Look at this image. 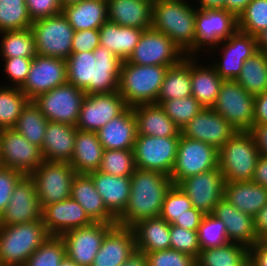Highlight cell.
Listing matches in <instances>:
<instances>
[{
	"label": "cell",
	"instance_id": "1",
	"mask_svg": "<svg viewBox=\"0 0 267 266\" xmlns=\"http://www.w3.org/2000/svg\"><path fill=\"white\" fill-rule=\"evenodd\" d=\"M131 178V191L125 210L116 224L132 227L138 221L159 217L163 200L173 182L169 175L136 167Z\"/></svg>",
	"mask_w": 267,
	"mask_h": 266
},
{
	"label": "cell",
	"instance_id": "2",
	"mask_svg": "<svg viewBox=\"0 0 267 266\" xmlns=\"http://www.w3.org/2000/svg\"><path fill=\"white\" fill-rule=\"evenodd\" d=\"M190 0H154L151 28L167 35L187 55L195 47L196 6Z\"/></svg>",
	"mask_w": 267,
	"mask_h": 266
},
{
	"label": "cell",
	"instance_id": "3",
	"mask_svg": "<svg viewBox=\"0 0 267 266\" xmlns=\"http://www.w3.org/2000/svg\"><path fill=\"white\" fill-rule=\"evenodd\" d=\"M169 66L122 62L118 92L128 107L155 104Z\"/></svg>",
	"mask_w": 267,
	"mask_h": 266
},
{
	"label": "cell",
	"instance_id": "4",
	"mask_svg": "<svg viewBox=\"0 0 267 266\" xmlns=\"http://www.w3.org/2000/svg\"><path fill=\"white\" fill-rule=\"evenodd\" d=\"M50 236L42 220L0 225V266H24L31 254Z\"/></svg>",
	"mask_w": 267,
	"mask_h": 266
},
{
	"label": "cell",
	"instance_id": "5",
	"mask_svg": "<svg viewBox=\"0 0 267 266\" xmlns=\"http://www.w3.org/2000/svg\"><path fill=\"white\" fill-rule=\"evenodd\" d=\"M237 29L238 19L228 10L196 7L195 47L186 56L208 58L207 54L228 39Z\"/></svg>",
	"mask_w": 267,
	"mask_h": 266
},
{
	"label": "cell",
	"instance_id": "6",
	"mask_svg": "<svg viewBox=\"0 0 267 266\" xmlns=\"http://www.w3.org/2000/svg\"><path fill=\"white\" fill-rule=\"evenodd\" d=\"M218 155L225 182L252 181L260 152L250 132H236Z\"/></svg>",
	"mask_w": 267,
	"mask_h": 266
},
{
	"label": "cell",
	"instance_id": "7",
	"mask_svg": "<svg viewBox=\"0 0 267 266\" xmlns=\"http://www.w3.org/2000/svg\"><path fill=\"white\" fill-rule=\"evenodd\" d=\"M257 51L256 36L237 29L207 54L210 57L208 60L207 57H203V61H211L210 64L223 80H236L244 62Z\"/></svg>",
	"mask_w": 267,
	"mask_h": 266
},
{
	"label": "cell",
	"instance_id": "8",
	"mask_svg": "<svg viewBox=\"0 0 267 266\" xmlns=\"http://www.w3.org/2000/svg\"><path fill=\"white\" fill-rule=\"evenodd\" d=\"M255 95L248 93L236 80H223L212 106L237 132H249L254 124Z\"/></svg>",
	"mask_w": 267,
	"mask_h": 266
},
{
	"label": "cell",
	"instance_id": "9",
	"mask_svg": "<svg viewBox=\"0 0 267 266\" xmlns=\"http://www.w3.org/2000/svg\"><path fill=\"white\" fill-rule=\"evenodd\" d=\"M75 175L69 162L45 160L31 172L29 176L34 182L41 208L70 198Z\"/></svg>",
	"mask_w": 267,
	"mask_h": 266
},
{
	"label": "cell",
	"instance_id": "10",
	"mask_svg": "<svg viewBox=\"0 0 267 266\" xmlns=\"http://www.w3.org/2000/svg\"><path fill=\"white\" fill-rule=\"evenodd\" d=\"M31 29L37 54L65 60L71 55L75 31L62 12L33 21Z\"/></svg>",
	"mask_w": 267,
	"mask_h": 266
},
{
	"label": "cell",
	"instance_id": "11",
	"mask_svg": "<svg viewBox=\"0 0 267 266\" xmlns=\"http://www.w3.org/2000/svg\"><path fill=\"white\" fill-rule=\"evenodd\" d=\"M219 167L218 150L207 143L180 135L171 172L174 185L188 177Z\"/></svg>",
	"mask_w": 267,
	"mask_h": 266
},
{
	"label": "cell",
	"instance_id": "12",
	"mask_svg": "<svg viewBox=\"0 0 267 266\" xmlns=\"http://www.w3.org/2000/svg\"><path fill=\"white\" fill-rule=\"evenodd\" d=\"M86 94L66 82L42 93L32 101L48 121L75 125Z\"/></svg>",
	"mask_w": 267,
	"mask_h": 266
},
{
	"label": "cell",
	"instance_id": "13",
	"mask_svg": "<svg viewBox=\"0 0 267 266\" xmlns=\"http://www.w3.org/2000/svg\"><path fill=\"white\" fill-rule=\"evenodd\" d=\"M180 137L137 136L133 146L135 165L171 175Z\"/></svg>",
	"mask_w": 267,
	"mask_h": 266
},
{
	"label": "cell",
	"instance_id": "14",
	"mask_svg": "<svg viewBox=\"0 0 267 266\" xmlns=\"http://www.w3.org/2000/svg\"><path fill=\"white\" fill-rule=\"evenodd\" d=\"M186 55L170 38L152 28L143 31L133 53L125 60L135 65L173 66Z\"/></svg>",
	"mask_w": 267,
	"mask_h": 266
},
{
	"label": "cell",
	"instance_id": "15",
	"mask_svg": "<svg viewBox=\"0 0 267 266\" xmlns=\"http://www.w3.org/2000/svg\"><path fill=\"white\" fill-rule=\"evenodd\" d=\"M44 161L41 148L31 144L13 128L0 130L2 167L19 170L24 175L34 172Z\"/></svg>",
	"mask_w": 267,
	"mask_h": 266
},
{
	"label": "cell",
	"instance_id": "16",
	"mask_svg": "<svg viewBox=\"0 0 267 266\" xmlns=\"http://www.w3.org/2000/svg\"><path fill=\"white\" fill-rule=\"evenodd\" d=\"M115 225L93 222L66 231L60 236L65 242L66 256L78 266H91L105 236Z\"/></svg>",
	"mask_w": 267,
	"mask_h": 266
},
{
	"label": "cell",
	"instance_id": "17",
	"mask_svg": "<svg viewBox=\"0 0 267 266\" xmlns=\"http://www.w3.org/2000/svg\"><path fill=\"white\" fill-rule=\"evenodd\" d=\"M127 107L118 91L86 95L82 102L76 128L81 131L97 132Z\"/></svg>",
	"mask_w": 267,
	"mask_h": 266
},
{
	"label": "cell",
	"instance_id": "18",
	"mask_svg": "<svg viewBox=\"0 0 267 266\" xmlns=\"http://www.w3.org/2000/svg\"><path fill=\"white\" fill-rule=\"evenodd\" d=\"M177 186L188 195L192 207L210 214L224 197L225 180L220 167H217L183 179Z\"/></svg>",
	"mask_w": 267,
	"mask_h": 266
},
{
	"label": "cell",
	"instance_id": "19",
	"mask_svg": "<svg viewBox=\"0 0 267 266\" xmlns=\"http://www.w3.org/2000/svg\"><path fill=\"white\" fill-rule=\"evenodd\" d=\"M67 82L66 60L37 54L21 91L32 101L42 93Z\"/></svg>",
	"mask_w": 267,
	"mask_h": 266
},
{
	"label": "cell",
	"instance_id": "20",
	"mask_svg": "<svg viewBox=\"0 0 267 266\" xmlns=\"http://www.w3.org/2000/svg\"><path fill=\"white\" fill-rule=\"evenodd\" d=\"M35 220H42V208L33 180L24 175L15 185L8 206L0 216V225L11 226Z\"/></svg>",
	"mask_w": 267,
	"mask_h": 266
},
{
	"label": "cell",
	"instance_id": "21",
	"mask_svg": "<svg viewBox=\"0 0 267 266\" xmlns=\"http://www.w3.org/2000/svg\"><path fill=\"white\" fill-rule=\"evenodd\" d=\"M237 132L212 108H203L182 129L181 135L207 143L219 150Z\"/></svg>",
	"mask_w": 267,
	"mask_h": 266
},
{
	"label": "cell",
	"instance_id": "22",
	"mask_svg": "<svg viewBox=\"0 0 267 266\" xmlns=\"http://www.w3.org/2000/svg\"><path fill=\"white\" fill-rule=\"evenodd\" d=\"M42 221L51 236H61L68 230L93 223L80 204L71 197L46 205L42 209Z\"/></svg>",
	"mask_w": 267,
	"mask_h": 266
},
{
	"label": "cell",
	"instance_id": "23",
	"mask_svg": "<svg viewBox=\"0 0 267 266\" xmlns=\"http://www.w3.org/2000/svg\"><path fill=\"white\" fill-rule=\"evenodd\" d=\"M136 250L132 227L116 224L105 236L91 266H121Z\"/></svg>",
	"mask_w": 267,
	"mask_h": 266
},
{
	"label": "cell",
	"instance_id": "24",
	"mask_svg": "<svg viewBox=\"0 0 267 266\" xmlns=\"http://www.w3.org/2000/svg\"><path fill=\"white\" fill-rule=\"evenodd\" d=\"M212 214L225 224L230 242L239 243L249 249L260 240L254 229L253 217L239 211L224 197L215 206Z\"/></svg>",
	"mask_w": 267,
	"mask_h": 266
},
{
	"label": "cell",
	"instance_id": "25",
	"mask_svg": "<svg viewBox=\"0 0 267 266\" xmlns=\"http://www.w3.org/2000/svg\"><path fill=\"white\" fill-rule=\"evenodd\" d=\"M96 133L104 150H133L138 135L133 108L127 107Z\"/></svg>",
	"mask_w": 267,
	"mask_h": 266
},
{
	"label": "cell",
	"instance_id": "26",
	"mask_svg": "<svg viewBox=\"0 0 267 266\" xmlns=\"http://www.w3.org/2000/svg\"><path fill=\"white\" fill-rule=\"evenodd\" d=\"M70 197L80 204L93 222L116 224V217L106 208L89 174L76 173Z\"/></svg>",
	"mask_w": 267,
	"mask_h": 266
},
{
	"label": "cell",
	"instance_id": "27",
	"mask_svg": "<svg viewBox=\"0 0 267 266\" xmlns=\"http://www.w3.org/2000/svg\"><path fill=\"white\" fill-rule=\"evenodd\" d=\"M77 128L75 125L49 121L41 148L45 161L70 162Z\"/></svg>",
	"mask_w": 267,
	"mask_h": 266
},
{
	"label": "cell",
	"instance_id": "28",
	"mask_svg": "<svg viewBox=\"0 0 267 266\" xmlns=\"http://www.w3.org/2000/svg\"><path fill=\"white\" fill-rule=\"evenodd\" d=\"M154 0H108V21L121 26L150 29Z\"/></svg>",
	"mask_w": 267,
	"mask_h": 266
},
{
	"label": "cell",
	"instance_id": "29",
	"mask_svg": "<svg viewBox=\"0 0 267 266\" xmlns=\"http://www.w3.org/2000/svg\"><path fill=\"white\" fill-rule=\"evenodd\" d=\"M137 121V136L180 137L181 130L158 104L132 107Z\"/></svg>",
	"mask_w": 267,
	"mask_h": 266
},
{
	"label": "cell",
	"instance_id": "30",
	"mask_svg": "<svg viewBox=\"0 0 267 266\" xmlns=\"http://www.w3.org/2000/svg\"><path fill=\"white\" fill-rule=\"evenodd\" d=\"M106 208L117 218L128 203L131 178L94 171L89 173Z\"/></svg>",
	"mask_w": 267,
	"mask_h": 266
},
{
	"label": "cell",
	"instance_id": "31",
	"mask_svg": "<svg viewBox=\"0 0 267 266\" xmlns=\"http://www.w3.org/2000/svg\"><path fill=\"white\" fill-rule=\"evenodd\" d=\"M200 60L203 58L191 57L192 96L204 108H212L220 92L223 79L210 62L204 64Z\"/></svg>",
	"mask_w": 267,
	"mask_h": 266
},
{
	"label": "cell",
	"instance_id": "32",
	"mask_svg": "<svg viewBox=\"0 0 267 266\" xmlns=\"http://www.w3.org/2000/svg\"><path fill=\"white\" fill-rule=\"evenodd\" d=\"M224 198L239 211L254 217L267 204V188L252 181L225 182Z\"/></svg>",
	"mask_w": 267,
	"mask_h": 266
},
{
	"label": "cell",
	"instance_id": "33",
	"mask_svg": "<svg viewBox=\"0 0 267 266\" xmlns=\"http://www.w3.org/2000/svg\"><path fill=\"white\" fill-rule=\"evenodd\" d=\"M104 148L97 133L77 129L75 146L70 165L77 174H89L98 171Z\"/></svg>",
	"mask_w": 267,
	"mask_h": 266
},
{
	"label": "cell",
	"instance_id": "34",
	"mask_svg": "<svg viewBox=\"0 0 267 266\" xmlns=\"http://www.w3.org/2000/svg\"><path fill=\"white\" fill-rule=\"evenodd\" d=\"M108 1L82 0L62 8L74 31L99 29L108 21Z\"/></svg>",
	"mask_w": 267,
	"mask_h": 266
},
{
	"label": "cell",
	"instance_id": "35",
	"mask_svg": "<svg viewBox=\"0 0 267 266\" xmlns=\"http://www.w3.org/2000/svg\"><path fill=\"white\" fill-rule=\"evenodd\" d=\"M132 229L137 251L148 253L170 249V224L161 217L140 220Z\"/></svg>",
	"mask_w": 267,
	"mask_h": 266
},
{
	"label": "cell",
	"instance_id": "36",
	"mask_svg": "<svg viewBox=\"0 0 267 266\" xmlns=\"http://www.w3.org/2000/svg\"><path fill=\"white\" fill-rule=\"evenodd\" d=\"M93 94L118 91L122 60L103 46L94 51Z\"/></svg>",
	"mask_w": 267,
	"mask_h": 266
},
{
	"label": "cell",
	"instance_id": "37",
	"mask_svg": "<svg viewBox=\"0 0 267 266\" xmlns=\"http://www.w3.org/2000/svg\"><path fill=\"white\" fill-rule=\"evenodd\" d=\"M143 31L106 21L99 28L100 46L105 47L122 61H125L133 53Z\"/></svg>",
	"mask_w": 267,
	"mask_h": 266
},
{
	"label": "cell",
	"instance_id": "38",
	"mask_svg": "<svg viewBox=\"0 0 267 266\" xmlns=\"http://www.w3.org/2000/svg\"><path fill=\"white\" fill-rule=\"evenodd\" d=\"M191 95V57L186 56L179 63L168 67L155 104L161 105L166 100Z\"/></svg>",
	"mask_w": 267,
	"mask_h": 266
},
{
	"label": "cell",
	"instance_id": "39",
	"mask_svg": "<svg viewBox=\"0 0 267 266\" xmlns=\"http://www.w3.org/2000/svg\"><path fill=\"white\" fill-rule=\"evenodd\" d=\"M236 81L250 94L257 95L267 90V52L258 50L248 58Z\"/></svg>",
	"mask_w": 267,
	"mask_h": 266
},
{
	"label": "cell",
	"instance_id": "40",
	"mask_svg": "<svg viewBox=\"0 0 267 266\" xmlns=\"http://www.w3.org/2000/svg\"><path fill=\"white\" fill-rule=\"evenodd\" d=\"M94 61L93 51L72 52L66 59L67 82L86 95L93 94Z\"/></svg>",
	"mask_w": 267,
	"mask_h": 266
},
{
	"label": "cell",
	"instance_id": "41",
	"mask_svg": "<svg viewBox=\"0 0 267 266\" xmlns=\"http://www.w3.org/2000/svg\"><path fill=\"white\" fill-rule=\"evenodd\" d=\"M249 256V249L239 243L200 250L197 266H240Z\"/></svg>",
	"mask_w": 267,
	"mask_h": 266
},
{
	"label": "cell",
	"instance_id": "42",
	"mask_svg": "<svg viewBox=\"0 0 267 266\" xmlns=\"http://www.w3.org/2000/svg\"><path fill=\"white\" fill-rule=\"evenodd\" d=\"M0 57L34 58L37 55L31 28L0 32Z\"/></svg>",
	"mask_w": 267,
	"mask_h": 266
},
{
	"label": "cell",
	"instance_id": "43",
	"mask_svg": "<svg viewBox=\"0 0 267 266\" xmlns=\"http://www.w3.org/2000/svg\"><path fill=\"white\" fill-rule=\"evenodd\" d=\"M48 122L35 103L30 101L23 109L13 129L31 144L42 148Z\"/></svg>",
	"mask_w": 267,
	"mask_h": 266
},
{
	"label": "cell",
	"instance_id": "44",
	"mask_svg": "<svg viewBox=\"0 0 267 266\" xmlns=\"http://www.w3.org/2000/svg\"><path fill=\"white\" fill-rule=\"evenodd\" d=\"M30 101L20 88L0 85V130L13 128Z\"/></svg>",
	"mask_w": 267,
	"mask_h": 266
},
{
	"label": "cell",
	"instance_id": "45",
	"mask_svg": "<svg viewBox=\"0 0 267 266\" xmlns=\"http://www.w3.org/2000/svg\"><path fill=\"white\" fill-rule=\"evenodd\" d=\"M25 0H0V32L31 28Z\"/></svg>",
	"mask_w": 267,
	"mask_h": 266
},
{
	"label": "cell",
	"instance_id": "46",
	"mask_svg": "<svg viewBox=\"0 0 267 266\" xmlns=\"http://www.w3.org/2000/svg\"><path fill=\"white\" fill-rule=\"evenodd\" d=\"M197 232L201 250L220 247L230 242L225 224L212 213L204 214Z\"/></svg>",
	"mask_w": 267,
	"mask_h": 266
},
{
	"label": "cell",
	"instance_id": "47",
	"mask_svg": "<svg viewBox=\"0 0 267 266\" xmlns=\"http://www.w3.org/2000/svg\"><path fill=\"white\" fill-rule=\"evenodd\" d=\"M135 169L133 150H104L98 171L113 176L130 177Z\"/></svg>",
	"mask_w": 267,
	"mask_h": 266
},
{
	"label": "cell",
	"instance_id": "48",
	"mask_svg": "<svg viewBox=\"0 0 267 266\" xmlns=\"http://www.w3.org/2000/svg\"><path fill=\"white\" fill-rule=\"evenodd\" d=\"M65 256L64 240L60 236H50L31 254L24 266H59Z\"/></svg>",
	"mask_w": 267,
	"mask_h": 266
},
{
	"label": "cell",
	"instance_id": "49",
	"mask_svg": "<svg viewBox=\"0 0 267 266\" xmlns=\"http://www.w3.org/2000/svg\"><path fill=\"white\" fill-rule=\"evenodd\" d=\"M160 106L180 130L204 108L192 95L166 100Z\"/></svg>",
	"mask_w": 267,
	"mask_h": 266
},
{
	"label": "cell",
	"instance_id": "50",
	"mask_svg": "<svg viewBox=\"0 0 267 266\" xmlns=\"http://www.w3.org/2000/svg\"><path fill=\"white\" fill-rule=\"evenodd\" d=\"M237 19L238 30L256 36L267 28V0H251Z\"/></svg>",
	"mask_w": 267,
	"mask_h": 266
},
{
	"label": "cell",
	"instance_id": "51",
	"mask_svg": "<svg viewBox=\"0 0 267 266\" xmlns=\"http://www.w3.org/2000/svg\"><path fill=\"white\" fill-rule=\"evenodd\" d=\"M192 208L188 195L177 185H172L165 195L159 217L172 224Z\"/></svg>",
	"mask_w": 267,
	"mask_h": 266
},
{
	"label": "cell",
	"instance_id": "52",
	"mask_svg": "<svg viewBox=\"0 0 267 266\" xmlns=\"http://www.w3.org/2000/svg\"><path fill=\"white\" fill-rule=\"evenodd\" d=\"M170 249L197 259L201 250L198 243V232L170 224Z\"/></svg>",
	"mask_w": 267,
	"mask_h": 266
},
{
	"label": "cell",
	"instance_id": "53",
	"mask_svg": "<svg viewBox=\"0 0 267 266\" xmlns=\"http://www.w3.org/2000/svg\"><path fill=\"white\" fill-rule=\"evenodd\" d=\"M1 60L4 62V64L2 63V66H4L3 72L7 78L6 80H8L6 83H1V85L20 88L27 78L32 58L14 57Z\"/></svg>",
	"mask_w": 267,
	"mask_h": 266
},
{
	"label": "cell",
	"instance_id": "54",
	"mask_svg": "<svg viewBox=\"0 0 267 266\" xmlns=\"http://www.w3.org/2000/svg\"><path fill=\"white\" fill-rule=\"evenodd\" d=\"M148 266H195L196 259L174 249L145 253Z\"/></svg>",
	"mask_w": 267,
	"mask_h": 266
},
{
	"label": "cell",
	"instance_id": "55",
	"mask_svg": "<svg viewBox=\"0 0 267 266\" xmlns=\"http://www.w3.org/2000/svg\"><path fill=\"white\" fill-rule=\"evenodd\" d=\"M23 176L19 170L0 168V216L8 206L15 185Z\"/></svg>",
	"mask_w": 267,
	"mask_h": 266
},
{
	"label": "cell",
	"instance_id": "56",
	"mask_svg": "<svg viewBox=\"0 0 267 266\" xmlns=\"http://www.w3.org/2000/svg\"><path fill=\"white\" fill-rule=\"evenodd\" d=\"M32 21L60 14L62 6L59 0H25Z\"/></svg>",
	"mask_w": 267,
	"mask_h": 266
},
{
	"label": "cell",
	"instance_id": "57",
	"mask_svg": "<svg viewBox=\"0 0 267 266\" xmlns=\"http://www.w3.org/2000/svg\"><path fill=\"white\" fill-rule=\"evenodd\" d=\"M99 29L75 31L72 40V52L94 51L100 45Z\"/></svg>",
	"mask_w": 267,
	"mask_h": 266
},
{
	"label": "cell",
	"instance_id": "58",
	"mask_svg": "<svg viewBox=\"0 0 267 266\" xmlns=\"http://www.w3.org/2000/svg\"><path fill=\"white\" fill-rule=\"evenodd\" d=\"M203 216L204 214L201 211L192 207L191 209L187 210V213L177 218L172 225H176L188 230L198 231V227Z\"/></svg>",
	"mask_w": 267,
	"mask_h": 266
},
{
	"label": "cell",
	"instance_id": "59",
	"mask_svg": "<svg viewBox=\"0 0 267 266\" xmlns=\"http://www.w3.org/2000/svg\"><path fill=\"white\" fill-rule=\"evenodd\" d=\"M260 155L267 157V124L254 123L250 129Z\"/></svg>",
	"mask_w": 267,
	"mask_h": 266
},
{
	"label": "cell",
	"instance_id": "60",
	"mask_svg": "<svg viewBox=\"0 0 267 266\" xmlns=\"http://www.w3.org/2000/svg\"><path fill=\"white\" fill-rule=\"evenodd\" d=\"M254 123L267 124V90L255 95Z\"/></svg>",
	"mask_w": 267,
	"mask_h": 266
},
{
	"label": "cell",
	"instance_id": "61",
	"mask_svg": "<svg viewBox=\"0 0 267 266\" xmlns=\"http://www.w3.org/2000/svg\"><path fill=\"white\" fill-rule=\"evenodd\" d=\"M249 257L257 266H267V243L260 239L249 248Z\"/></svg>",
	"mask_w": 267,
	"mask_h": 266
},
{
	"label": "cell",
	"instance_id": "62",
	"mask_svg": "<svg viewBox=\"0 0 267 266\" xmlns=\"http://www.w3.org/2000/svg\"><path fill=\"white\" fill-rule=\"evenodd\" d=\"M252 182L267 188V157L260 155L255 166Z\"/></svg>",
	"mask_w": 267,
	"mask_h": 266
},
{
	"label": "cell",
	"instance_id": "63",
	"mask_svg": "<svg viewBox=\"0 0 267 266\" xmlns=\"http://www.w3.org/2000/svg\"><path fill=\"white\" fill-rule=\"evenodd\" d=\"M254 229L259 239L267 235V204L253 217Z\"/></svg>",
	"mask_w": 267,
	"mask_h": 266
},
{
	"label": "cell",
	"instance_id": "64",
	"mask_svg": "<svg viewBox=\"0 0 267 266\" xmlns=\"http://www.w3.org/2000/svg\"><path fill=\"white\" fill-rule=\"evenodd\" d=\"M250 1L251 0H225V9L238 18Z\"/></svg>",
	"mask_w": 267,
	"mask_h": 266
},
{
	"label": "cell",
	"instance_id": "65",
	"mask_svg": "<svg viewBox=\"0 0 267 266\" xmlns=\"http://www.w3.org/2000/svg\"><path fill=\"white\" fill-rule=\"evenodd\" d=\"M121 266H148L146 255L136 250Z\"/></svg>",
	"mask_w": 267,
	"mask_h": 266
},
{
	"label": "cell",
	"instance_id": "66",
	"mask_svg": "<svg viewBox=\"0 0 267 266\" xmlns=\"http://www.w3.org/2000/svg\"><path fill=\"white\" fill-rule=\"evenodd\" d=\"M194 4L195 6H197V8H224L225 9V0H195Z\"/></svg>",
	"mask_w": 267,
	"mask_h": 266
},
{
	"label": "cell",
	"instance_id": "67",
	"mask_svg": "<svg viewBox=\"0 0 267 266\" xmlns=\"http://www.w3.org/2000/svg\"><path fill=\"white\" fill-rule=\"evenodd\" d=\"M256 42L258 50L267 52V28L256 35Z\"/></svg>",
	"mask_w": 267,
	"mask_h": 266
},
{
	"label": "cell",
	"instance_id": "68",
	"mask_svg": "<svg viewBox=\"0 0 267 266\" xmlns=\"http://www.w3.org/2000/svg\"><path fill=\"white\" fill-rule=\"evenodd\" d=\"M59 266H78L74 261L69 259L67 256L63 258Z\"/></svg>",
	"mask_w": 267,
	"mask_h": 266
},
{
	"label": "cell",
	"instance_id": "69",
	"mask_svg": "<svg viewBox=\"0 0 267 266\" xmlns=\"http://www.w3.org/2000/svg\"><path fill=\"white\" fill-rule=\"evenodd\" d=\"M60 1V4L63 7L67 6V5H71V4H74V3H78L82 0H59Z\"/></svg>",
	"mask_w": 267,
	"mask_h": 266
},
{
	"label": "cell",
	"instance_id": "70",
	"mask_svg": "<svg viewBox=\"0 0 267 266\" xmlns=\"http://www.w3.org/2000/svg\"><path fill=\"white\" fill-rule=\"evenodd\" d=\"M240 266H257V265L248 256V258Z\"/></svg>",
	"mask_w": 267,
	"mask_h": 266
},
{
	"label": "cell",
	"instance_id": "71",
	"mask_svg": "<svg viewBox=\"0 0 267 266\" xmlns=\"http://www.w3.org/2000/svg\"><path fill=\"white\" fill-rule=\"evenodd\" d=\"M263 240L267 243V235L263 238Z\"/></svg>",
	"mask_w": 267,
	"mask_h": 266
}]
</instances>
